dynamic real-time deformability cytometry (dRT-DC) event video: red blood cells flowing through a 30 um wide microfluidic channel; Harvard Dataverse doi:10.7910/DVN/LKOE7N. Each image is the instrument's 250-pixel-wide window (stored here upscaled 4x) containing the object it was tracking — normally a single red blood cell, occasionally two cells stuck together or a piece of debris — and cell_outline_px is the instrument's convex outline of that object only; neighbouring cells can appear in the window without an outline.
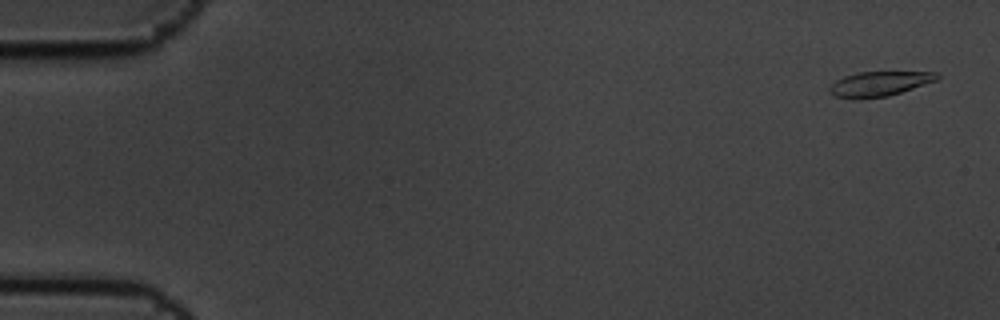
{"species": "common noctule bat (a hibernating species)", "species_latin": "Nyctalus noctula", "temperature_condition": "cold", "stored_images_in_passage": 7, "camera_frame_rate_fps": 3000, "um_per_image_px": 0.085, "animal": {"sex": "male", "body_mass_g": 19.5, "forearm_length_mm": 54.6}, "frame": {"image": 1, "passage_image": 1, "time_ms": 0.0, "image_size_px": [1000, 320], "cell_outline_px": [[940, 76], [936, 80], [888, 96], [860, 100], [852, 100], [836, 96], [828, 92], [828, 88], [836, 80], [844, 76], [860, 72], [936, 72]], "centroid_in_image_um": [74.67, 7.14], "position_along_channel_um": 10.3, "area_um2": 15.55}}
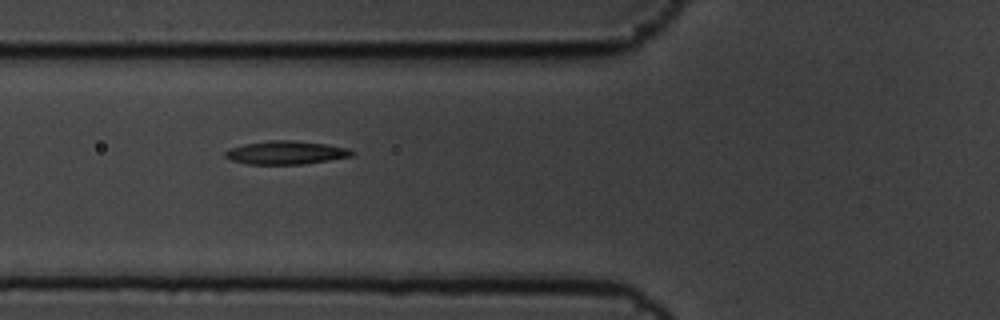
{"frame": {"image": 2, "passage_image": 6, "time_ms": 1.667, "image_size_px": [1000, 320], "cell_outline_px": [[356, 152], [352, 156], [304, 164], [248, 164], [232, 160], [224, 156], [224, 152], [228, 148], [244, 144], [272, 140], [292, 140], [324, 144], [348, 148]], "centroid_in_image_um": [24.29, 12.97], "position_along_channel_um": 101.5, "area_um2": 17.17}}
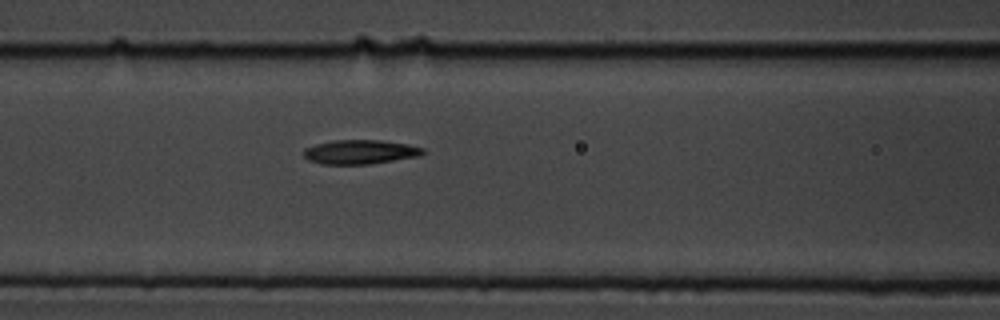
{"frame": {"image": 3, "passage_image": 7, "time_ms": 2.0, "image_size_px": [1000, 320], "cell_outline_px": [[424, 152], [420, 156], [368, 164], [320, 164], [308, 160], [304, 156], [304, 148], [316, 144], [332, 140], [380, 140], [408, 144], [424, 148]], "centroid_in_image_um": [30.6, 12.91], "position_along_channel_um": 136.0, "area_um2": 16.82}}